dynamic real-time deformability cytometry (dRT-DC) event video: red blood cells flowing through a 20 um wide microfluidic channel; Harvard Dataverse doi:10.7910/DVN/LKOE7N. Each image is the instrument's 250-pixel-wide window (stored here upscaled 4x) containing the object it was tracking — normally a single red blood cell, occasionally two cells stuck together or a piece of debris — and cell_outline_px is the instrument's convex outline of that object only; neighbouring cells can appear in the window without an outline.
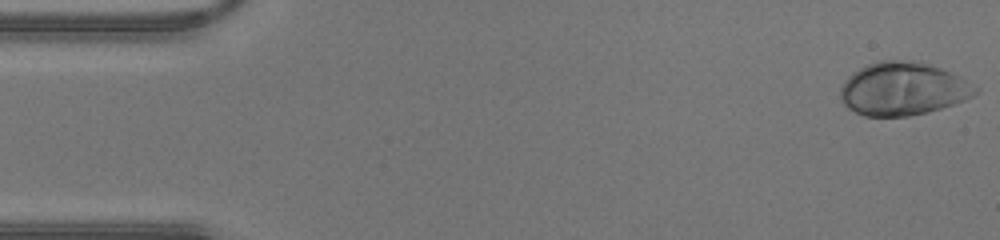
{"species": "human", "species_latin": "Homo sapiens", "temperature_condition": "warm", "stored_images_in_passage": 42, "camera_frame_rate_fps": 3000, "um_per_image_px": 0.085, "donor": {"sex": "male"}, "frame": {"image": 1, "passage_image": 1, "time_ms": 0.0, "image_size_px": [1000, 240], "cell_outline_px": [[980, 92], [964, 100], [928, 112], [908, 116], [864, 116], [848, 108], [844, 104], [840, 96], [840, 88], [844, 80], [852, 72], [868, 64], [880, 60], [912, 60], [928, 64], [940, 68], [956, 76], [976, 88]], "centroid_in_image_um": [76.68, 7.55], "position_along_channel_um": 8.3, "area_um2": 41.33}}
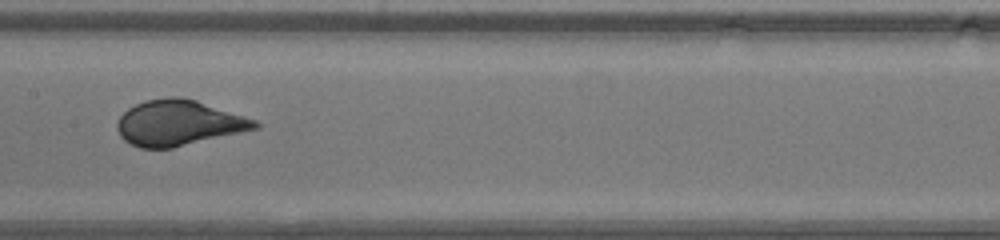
{"frame": {"image": 2, "passage_image": 21, "time_ms": 6.667, "image_size_px": [1000, 240], "cell_outline_px": [[260, 128], [172, 148], [140, 148], [124, 140], [120, 136], [116, 128], [116, 124], [120, 116], [128, 108], [136, 104], [148, 100], [172, 96], [180, 96], [196, 100], [256, 120], [260, 124]], "centroid_in_image_um": [15.18, 10.45], "position_along_channel_um": 192.2, "area_um2": 36.41}}
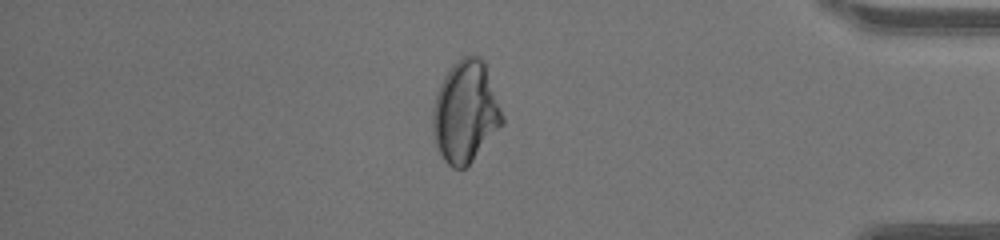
{"frame": {"image": 3, "passage_image": 36, "time_ms": 11.667, "image_size_px": [1000, 240], "cell_outline_px": [[504, 124], [472, 160], [464, 168], [452, 168], [444, 160], [436, 144], [432, 124], [432, 112], [436, 96], [440, 84], [444, 76], [452, 64], [456, 60], [464, 56], [480, 56], [484, 60], [504, 116]], "centroid_in_image_um": [39.58, 9.49], "position_along_channel_um": 395.6, "area_um2": 41.04}}